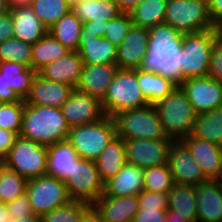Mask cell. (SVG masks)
Listing matches in <instances>:
<instances>
[{
    "instance_id": "cell-20",
    "label": "cell",
    "mask_w": 222,
    "mask_h": 222,
    "mask_svg": "<svg viewBox=\"0 0 222 222\" xmlns=\"http://www.w3.org/2000/svg\"><path fill=\"white\" fill-rule=\"evenodd\" d=\"M84 63L78 51H68L55 61L41 68L37 73L45 79L77 87Z\"/></svg>"
},
{
    "instance_id": "cell-46",
    "label": "cell",
    "mask_w": 222,
    "mask_h": 222,
    "mask_svg": "<svg viewBox=\"0 0 222 222\" xmlns=\"http://www.w3.org/2000/svg\"><path fill=\"white\" fill-rule=\"evenodd\" d=\"M166 215V210L139 209L132 222H164Z\"/></svg>"
},
{
    "instance_id": "cell-58",
    "label": "cell",
    "mask_w": 222,
    "mask_h": 222,
    "mask_svg": "<svg viewBox=\"0 0 222 222\" xmlns=\"http://www.w3.org/2000/svg\"><path fill=\"white\" fill-rule=\"evenodd\" d=\"M216 30H217V33H218V37L220 39H222V20L219 21L217 24H216Z\"/></svg>"
},
{
    "instance_id": "cell-36",
    "label": "cell",
    "mask_w": 222,
    "mask_h": 222,
    "mask_svg": "<svg viewBox=\"0 0 222 222\" xmlns=\"http://www.w3.org/2000/svg\"><path fill=\"white\" fill-rule=\"evenodd\" d=\"M27 179L0 163V202L6 204L26 192Z\"/></svg>"
},
{
    "instance_id": "cell-38",
    "label": "cell",
    "mask_w": 222,
    "mask_h": 222,
    "mask_svg": "<svg viewBox=\"0 0 222 222\" xmlns=\"http://www.w3.org/2000/svg\"><path fill=\"white\" fill-rule=\"evenodd\" d=\"M143 174V190L168 193L175 184L168 164L144 169Z\"/></svg>"
},
{
    "instance_id": "cell-42",
    "label": "cell",
    "mask_w": 222,
    "mask_h": 222,
    "mask_svg": "<svg viewBox=\"0 0 222 222\" xmlns=\"http://www.w3.org/2000/svg\"><path fill=\"white\" fill-rule=\"evenodd\" d=\"M134 26L130 13H121L118 17L108 20L104 38L118 47Z\"/></svg>"
},
{
    "instance_id": "cell-10",
    "label": "cell",
    "mask_w": 222,
    "mask_h": 222,
    "mask_svg": "<svg viewBox=\"0 0 222 222\" xmlns=\"http://www.w3.org/2000/svg\"><path fill=\"white\" fill-rule=\"evenodd\" d=\"M64 183L71 200L89 205H93L104 194V182L93 160L77 159L72 173Z\"/></svg>"
},
{
    "instance_id": "cell-59",
    "label": "cell",
    "mask_w": 222,
    "mask_h": 222,
    "mask_svg": "<svg viewBox=\"0 0 222 222\" xmlns=\"http://www.w3.org/2000/svg\"><path fill=\"white\" fill-rule=\"evenodd\" d=\"M83 0H66L67 4L72 8L74 5L78 4Z\"/></svg>"
},
{
    "instance_id": "cell-57",
    "label": "cell",
    "mask_w": 222,
    "mask_h": 222,
    "mask_svg": "<svg viewBox=\"0 0 222 222\" xmlns=\"http://www.w3.org/2000/svg\"><path fill=\"white\" fill-rule=\"evenodd\" d=\"M9 11L10 9L8 7L7 0H0V15H3Z\"/></svg>"
},
{
    "instance_id": "cell-35",
    "label": "cell",
    "mask_w": 222,
    "mask_h": 222,
    "mask_svg": "<svg viewBox=\"0 0 222 222\" xmlns=\"http://www.w3.org/2000/svg\"><path fill=\"white\" fill-rule=\"evenodd\" d=\"M68 51L70 50L48 33L32 45L31 67L38 72L45 65L64 56Z\"/></svg>"
},
{
    "instance_id": "cell-23",
    "label": "cell",
    "mask_w": 222,
    "mask_h": 222,
    "mask_svg": "<svg viewBox=\"0 0 222 222\" xmlns=\"http://www.w3.org/2000/svg\"><path fill=\"white\" fill-rule=\"evenodd\" d=\"M143 169L126 162L122 169L104 183V194L109 197L138 195L144 186Z\"/></svg>"
},
{
    "instance_id": "cell-21",
    "label": "cell",
    "mask_w": 222,
    "mask_h": 222,
    "mask_svg": "<svg viewBox=\"0 0 222 222\" xmlns=\"http://www.w3.org/2000/svg\"><path fill=\"white\" fill-rule=\"evenodd\" d=\"M198 222H222V180L195 186Z\"/></svg>"
},
{
    "instance_id": "cell-48",
    "label": "cell",
    "mask_w": 222,
    "mask_h": 222,
    "mask_svg": "<svg viewBox=\"0 0 222 222\" xmlns=\"http://www.w3.org/2000/svg\"><path fill=\"white\" fill-rule=\"evenodd\" d=\"M14 38V25L10 11L0 15V43Z\"/></svg>"
},
{
    "instance_id": "cell-27",
    "label": "cell",
    "mask_w": 222,
    "mask_h": 222,
    "mask_svg": "<svg viewBox=\"0 0 222 222\" xmlns=\"http://www.w3.org/2000/svg\"><path fill=\"white\" fill-rule=\"evenodd\" d=\"M79 158L67 140L49 145L46 175L65 182L72 173L74 162Z\"/></svg>"
},
{
    "instance_id": "cell-34",
    "label": "cell",
    "mask_w": 222,
    "mask_h": 222,
    "mask_svg": "<svg viewBox=\"0 0 222 222\" xmlns=\"http://www.w3.org/2000/svg\"><path fill=\"white\" fill-rule=\"evenodd\" d=\"M168 0H144L129 13L134 26L152 28L163 24Z\"/></svg>"
},
{
    "instance_id": "cell-49",
    "label": "cell",
    "mask_w": 222,
    "mask_h": 222,
    "mask_svg": "<svg viewBox=\"0 0 222 222\" xmlns=\"http://www.w3.org/2000/svg\"><path fill=\"white\" fill-rule=\"evenodd\" d=\"M108 22L85 21L82 25L81 32L97 33L99 37H104Z\"/></svg>"
},
{
    "instance_id": "cell-25",
    "label": "cell",
    "mask_w": 222,
    "mask_h": 222,
    "mask_svg": "<svg viewBox=\"0 0 222 222\" xmlns=\"http://www.w3.org/2000/svg\"><path fill=\"white\" fill-rule=\"evenodd\" d=\"M92 206L104 222H132L139 211L137 195L128 197L101 196Z\"/></svg>"
},
{
    "instance_id": "cell-44",
    "label": "cell",
    "mask_w": 222,
    "mask_h": 222,
    "mask_svg": "<svg viewBox=\"0 0 222 222\" xmlns=\"http://www.w3.org/2000/svg\"><path fill=\"white\" fill-rule=\"evenodd\" d=\"M8 214L12 219H22L25 216L35 215L26 194L6 203Z\"/></svg>"
},
{
    "instance_id": "cell-15",
    "label": "cell",
    "mask_w": 222,
    "mask_h": 222,
    "mask_svg": "<svg viewBox=\"0 0 222 222\" xmlns=\"http://www.w3.org/2000/svg\"><path fill=\"white\" fill-rule=\"evenodd\" d=\"M60 109L70 128L98 122L105 116L101 102L78 87H73L69 99Z\"/></svg>"
},
{
    "instance_id": "cell-3",
    "label": "cell",
    "mask_w": 222,
    "mask_h": 222,
    "mask_svg": "<svg viewBox=\"0 0 222 222\" xmlns=\"http://www.w3.org/2000/svg\"><path fill=\"white\" fill-rule=\"evenodd\" d=\"M154 107L169 139L180 142L191 135L197 114L179 85Z\"/></svg>"
},
{
    "instance_id": "cell-13",
    "label": "cell",
    "mask_w": 222,
    "mask_h": 222,
    "mask_svg": "<svg viewBox=\"0 0 222 222\" xmlns=\"http://www.w3.org/2000/svg\"><path fill=\"white\" fill-rule=\"evenodd\" d=\"M172 143L171 139H124L126 160L143 170L168 164Z\"/></svg>"
},
{
    "instance_id": "cell-32",
    "label": "cell",
    "mask_w": 222,
    "mask_h": 222,
    "mask_svg": "<svg viewBox=\"0 0 222 222\" xmlns=\"http://www.w3.org/2000/svg\"><path fill=\"white\" fill-rule=\"evenodd\" d=\"M191 136L222 147V107L197 115Z\"/></svg>"
},
{
    "instance_id": "cell-17",
    "label": "cell",
    "mask_w": 222,
    "mask_h": 222,
    "mask_svg": "<svg viewBox=\"0 0 222 222\" xmlns=\"http://www.w3.org/2000/svg\"><path fill=\"white\" fill-rule=\"evenodd\" d=\"M149 31L133 26L117 47L116 65L118 69H139L148 52Z\"/></svg>"
},
{
    "instance_id": "cell-24",
    "label": "cell",
    "mask_w": 222,
    "mask_h": 222,
    "mask_svg": "<svg viewBox=\"0 0 222 222\" xmlns=\"http://www.w3.org/2000/svg\"><path fill=\"white\" fill-rule=\"evenodd\" d=\"M117 70L116 64H84L77 87L87 91L91 97L97 98L101 102Z\"/></svg>"
},
{
    "instance_id": "cell-50",
    "label": "cell",
    "mask_w": 222,
    "mask_h": 222,
    "mask_svg": "<svg viewBox=\"0 0 222 222\" xmlns=\"http://www.w3.org/2000/svg\"><path fill=\"white\" fill-rule=\"evenodd\" d=\"M208 10L210 18L215 25L222 20V0H209Z\"/></svg>"
},
{
    "instance_id": "cell-33",
    "label": "cell",
    "mask_w": 222,
    "mask_h": 222,
    "mask_svg": "<svg viewBox=\"0 0 222 222\" xmlns=\"http://www.w3.org/2000/svg\"><path fill=\"white\" fill-rule=\"evenodd\" d=\"M82 25L83 22L69 11L48 30V33L70 51H78Z\"/></svg>"
},
{
    "instance_id": "cell-52",
    "label": "cell",
    "mask_w": 222,
    "mask_h": 222,
    "mask_svg": "<svg viewBox=\"0 0 222 222\" xmlns=\"http://www.w3.org/2000/svg\"><path fill=\"white\" fill-rule=\"evenodd\" d=\"M118 5V8L123 13H129L136 5L143 2L144 0H114Z\"/></svg>"
},
{
    "instance_id": "cell-54",
    "label": "cell",
    "mask_w": 222,
    "mask_h": 222,
    "mask_svg": "<svg viewBox=\"0 0 222 222\" xmlns=\"http://www.w3.org/2000/svg\"><path fill=\"white\" fill-rule=\"evenodd\" d=\"M33 0H7L9 9L16 7L30 6Z\"/></svg>"
},
{
    "instance_id": "cell-31",
    "label": "cell",
    "mask_w": 222,
    "mask_h": 222,
    "mask_svg": "<svg viewBox=\"0 0 222 222\" xmlns=\"http://www.w3.org/2000/svg\"><path fill=\"white\" fill-rule=\"evenodd\" d=\"M137 80L141 91L150 105L169 95L177 84L166 76L137 69Z\"/></svg>"
},
{
    "instance_id": "cell-9",
    "label": "cell",
    "mask_w": 222,
    "mask_h": 222,
    "mask_svg": "<svg viewBox=\"0 0 222 222\" xmlns=\"http://www.w3.org/2000/svg\"><path fill=\"white\" fill-rule=\"evenodd\" d=\"M164 23L182 34L214 29L205 0H168Z\"/></svg>"
},
{
    "instance_id": "cell-56",
    "label": "cell",
    "mask_w": 222,
    "mask_h": 222,
    "mask_svg": "<svg viewBox=\"0 0 222 222\" xmlns=\"http://www.w3.org/2000/svg\"><path fill=\"white\" fill-rule=\"evenodd\" d=\"M9 222H42L41 216L39 215H29L22 219H12Z\"/></svg>"
},
{
    "instance_id": "cell-7",
    "label": "cell",
    "mask_w": 222,
    "mask_h": 222,
    "mask_svg": "<svg viewBox=\"0 0 222 222\" xmlns=\"http://www.w3.org/2000/svg\"><path fill=\"white\" fill-rule=\"evenodd\" d=\"M117 136L122 139H169L154 105L127 109L114 117Z\"/></svg>"
},
{
    "instance_id": "cell-18",
    "label": "cell",
    "mask_w": 222,
    "mask_h": 222,
    "mask_svg": "<svg viewBox=\"0 0 222 222\" xmlns=\"http://www.w3.org/2000/svg\"><path fill=\"white\" fill-rule=\"evenodd\" d=\"M208 180H222V147L191 135L181 141Z\"/></svg>"
},
{
    "instance_id": "cell-8",
    "label": "cell",
    "mask_w": 222,
    "mask_h": 222,
    "mask_svg": "<svg viewBox=\"0 0 222 222\" xmlns=\"http://www.w3.org/2000/svg\"><path fill=\"white\" fill-rule=\"evenodd\" d=\"M48 146L18 136L1 164L27 180L47 174Z\"/></svg>"
},
{
    "instance_id": "cell-51",
    "label": "cell",
    "mask_w": 222,
    "mask_h": 222,
    "mask_svg": "<svg viewBox=\"0 0 222 222\" xmlns=\"http://www.w3.org/2000/svg\"><path fill=\"white\" fill-rule=\"evenodd\" d=\"M80 222H104L100 214L91 205L81 216Z\"/></svg>"
},
{
    "instance_id": "cell-37",
    "label": "cell",
    "mask_w": 222,
    "mask_h": 222,
    "mask_svg": "<svg viewBox=\"0 0 222 222\" xmlns=\"http://www.w3.org/2000/svg\"><path fill=\"white\" fill-rule=\"evenodd\" d=\"M30 6L48 30L71 11L66 0H33Z\"/></svg>"
},
{
    "instance_id": "cell-4",
    "label": "cell",
    "mask_w": 222,
    "mask_h": 222,
    "mask_svg": "<svg viewBox=\"0 0 222 222\" xmlns=\"http://www.w3.org/2000/svg\"><path fill=\"white\" fill-rule=\"evenodd\" d=\"M218 38L216 27L198 33L182 35L179 56L181 81L208 76L212 47Z\"/></svg>"
},
{
    "instance_id": "cell-26",
    "label": "cell",
    "mask_w": 222,
    "mask_h": 222,
    "mask_svg": "<svg viewBox=\"0 0 222 222\" xmlns=\"http://www.w3.org/2000/svg\"><path fill=\"white\" fill-rule=\"evenodd\" d=\"M14 25V38L34 45L48 34V29L38 19L31 6L10 9Z\"/></svg>"
},
{
    "instance_id": "cell-16",
    "label": "cell",
    "mask_w": 222,
    "mask_h": 222,
    "mask_svg": "<svg viewBox=\"0 0 222 222\" xmlns=\"http://www.w3.org/2000/svg\"><path fill=\"white\" fill-rule=\"evenodd\" d=\"M168 165L175 184L197 186L208 179L191 152L180 142H173L168 151Z\"/></svg>"
},
{
    "instance_id": "cell-22",
    "label": "cell",
    "mask_w": 222,
    "mask_h": 222,
    "mask_svg": "<svg viewBox=\"0 0 222 222\" xmlns=\"http://www.w3.org/2000/svg\"><path fill=\"white\" fill-rule=\"evenodd\" d=\"M78 52L84 64H115L117 47L97 33L81 32Z\"/></svg>"
},
{
    "instance_id": "cell-11",
    "label": "cell",
    "mask_w": 222,
    "mask_h": 222,
    "mask_svg": "<svg viewBox=\"0 0 222 222\" xmlns=\"http://www.w3.org/2000/svg\"><path fill=\"white\" fill-rule=\"evenodd\" d=\"M25 194L31 204L33 213L39 216L71 200L64 181L48 175L29 179Z\"/></svg>"
},
{
    "instance_id": "cell-6",
    "label": "cell",
    "mask_w": 222,
    "mask_h": 222,
    "mask_svg": "<svg viewBox=\"0 0 222 222\" xmlns=\"http://www.w3.org/2000/svg\"><path fill=\"white\" fill-rule=\"evenodd\" d=\"M149 103L137 80V69H118L109 85L101 107L104 115L114 117L127 109L141 108Z\"/></svg>"
},
{
    "instance_id": "cell-43",
    "label": "cell",
    "mask_w": 222,
    "mask_h": 222,
    "mask_svg": "<svg viewBox=\"0 0 222 222\" xmlns=\"http://www.w3.org/2000/svg\"><path fill=\"white\" fill-rule=\"evenodd\" d=\"M139 209H161L169 207L168 193H159L143 190L137 195Z\"/></svg>"
},
{
    "instance_id": "cell-2",
    "label": "cell",
    "mask_w": 222,
    "mask_h": 222,
    "mask_svg": "<svg viewBox=\"0 0 222 222\" xmlns=\"http://www.w3.org/2000/svg\"><path fill=\"white\" fill-rule=\"evenodd\" d=\"M69 131L60 108L25 103L20 136L49 146L67 140Z\"/></svg>"
},
{
    "instance_id": "cell-45",
    "label": "cell",
    "mask_w": 222,
    "mask_h": 222,
    "mask_svg": "<svg viewBox=\"0 0 222 222\" xmlns=\"http://www.w3.org/2000/svg\"><path fill=\"white\" fill-rule=\"evenodd\" d=\"M208 76L222 84V39L220 38L212 47Z\"/></svg>"
},
{
    "instance_id": "cell-53",
    "label": "cell",
    "mask_w": 222,
    "mask_h": 222,
    "mask_svg": "<svg viewBox=\"0 0 222 222\" xmlns=\"http://www.w3.org/2000/svg\"><path fill=\"white\" fill-rule=\"evenodd\" d=\"M166 216L164 217V222H190L186 219H182L176 215V213L170 209L166 210Z\"/></svg>"
},
{
    "instance_id": "cell-41",
    "label": "cell",
    "mask_w": 222,
    "mask_h": 222,
    "mask_svg": "<svg viewBox=\"0 0 222 222\" xmlns=\"http://www.w3.org/2000/svg\"><path fill=\"white\" fill-rule=\"evenodd\" d=\"M25 100L12 103H0V128L16 132L22 129V116L25 109Z\"/></svg>"
},
{
    "instance_id": "cell-40",
    "label": "cell",
    "mask_w": 222,
    "mask_h": 222,
    "mask_svg": "<svg viewBox=\"0 0 222 222\" xmlns=\"http://www.w3.org/2000/svg\"><path fill=\"white\" fill-rule=\"evenodd\" d=\"M91 205L79 200H70L68 203L43 214L42 222H80L82 214Z\"/></svg>"
},
{
    "instance_id": "cell-30",
    "label": "cell",
    "mask_w": 222,
    "mask_h": 222,
    "mask_svg": "<svg viewBox=\"0 0 222 222\" xmlns=\"http://www.w3.org/2000/svg\"><path fill=\"white\" fill-rule=\"evenodd\" d=\"M82 21L108 22L123 13L114 0H83L71 8Z\"/></svg>"
},
{
    "instance_id": "cell-5",
    "label": "cell",
    "mask_w": 222,
    "mask_h": 222,
    "mask_svg": "<svg viewBox=\"0 0 222 222\" xmlns=\"http://www.w3.org/2000/svg\"><path fill=\"white\" fill-rule=\"evenodd\" d=\"M116 136L114 118L105 115L98 122L70 128L67 141L80 158L95 161Z\"/></svg>"
},
{
    "instance_id": "cell-12",
    "label": "cell",
    "mask_w": 222,
    "mask_h": 222,
    "mask_svg": "<svg viewBox=\"0 0 222 222\" xmlns=\"http://www.w3.org/2000/svg\"><path fill=\"white\" fill-rule=\"evenodd\" d=\"M37 72L32 67L8 61L0 63V103L25 100Z\"/></svg>"
},
{
    "instance_id": "cell-47",
    "label": "cell",
    "mask_w": 222,
    "mask_h": 222,
    "mask_svg": "<svg viewBox=\"0 0 222 222\" xmlns=\"http://www.w3.org/2000/svg\"><path fill=\"white\" fill-rule=\"evenodd\" d=\"M18 136L16 132L0 128V163L7 156Z\"/></svg>"
},
{
    "instance_id": "cell-1",
    "label": "cell",
    "mask_w": 222,
    "mask_h": 222,
    "mask_svg": "<svg viewBox=\"0 0 222 222\" xmlns=\"http://www.w3.org/2000/svg\"><path fill=\"white\" fill-rule=\"evenodd\" d=\"M148 31V52L139 69L162 74L179 85L182 82L179 56L183 34L165 23L153 26Z\"/></svg>"
},
{
    "instance_id": "cell-14",
    "label": "cell",
    "mask_w": 222,
    "mask_h": 222,
    "mask_svg": "<svg viewBox=\"0 0 222 222\" xmlns=\"http://www.w3.org/2000/svg\"><path fill=\"white\" fill-rule=\"evenodd\" d=\"M179 86L197 115L222 107V84L209 76L183 80Z\"/></svg>"
},
{
    "instance_id": "cell-39",
    "label": "cell",
    "mask_w": 222,
    "mask_h": 222,
    "mask_svg": "<svg viewBox=\"0 0 222 222\" xmlns=\"http://www.w3.org/2000/svg\"><path fill=\"white\" fill-rule=\"evenodd\" d=\"M32 45L16 38L0 43V63L14 61L31 67Z\"/></svg>"
},
{
    "instance_id": "cell-19",
    "label": "cell",
    "mask_w": 222,
    "mask_h": 222,
    "mask_svg": "<svg viewBox=\"0 0 222 222\" xmlns=\"http://www.w3.org/2000/svg\"><path fill=\"white\" fill-rule=\"evenodd\" d=\"M72 89L70 85L45 79L37 73L25 102L30 105L61 108L69 99Z\"/></svg>"
},
{
    "instance_id": "cell-55",
    "label": "cell",
    "mask_w": 222,
    "mask_h": 222,
    "mask_svg": "<svg viewBox=\"0 0 222 222\" xmlns=\"http://www.w3.org/2000/svg\"><path fill=\"white\" fill-rule=\"evenodd\" d=\"M10 220L6 204L0 202V222H9Z\"/></svg>"
},
{
    "instance_id": "cell-28",
    "label": "cell",
    "mask_w": 222,
    "mask_h": 222,
    "mask_svg": "<svg viewBox=\"0 0 222 222\" xmlns=\"http://www.w3.org/2000/svg\"><path fill=\"white\" fill-rule=\"evenodd\" d=\"M168 209L190 222H198L195 186L174 184L168 192Z\"/></svg>"
},
{
    "instance_id": "cell-29",
    "label": "cell",
    "mask_w": 222,
    "mask_h": 222,
    "mask_svg": "<svg viewBox=\"0 0 222 222\" xmlns=\"http://www.w3.org/2000/svg\"><path fill=\"white\" fill-rule=\"evenodd\" d=\"M95 162L100 178L104 183L114 177L127 162L124 139L116 136Z\"/></svg>"
}]
</instances>
